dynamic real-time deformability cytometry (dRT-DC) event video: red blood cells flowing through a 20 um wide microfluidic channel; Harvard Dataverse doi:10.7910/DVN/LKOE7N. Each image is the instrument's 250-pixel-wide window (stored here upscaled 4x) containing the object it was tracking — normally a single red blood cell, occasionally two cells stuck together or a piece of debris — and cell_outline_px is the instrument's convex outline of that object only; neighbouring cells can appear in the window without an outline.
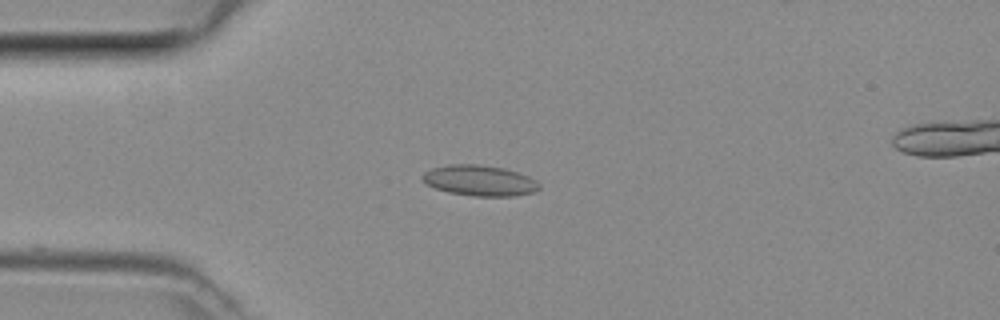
{"species": "common noctule bat (a hibernating species)", "species_latin": "Nyctalus noctula", "temperature_condition": "room temperature", "stored_images_in_passage": 27, "camera_frame_rate_fps": 3000, "um_per_image_px": 0.085, "animal": {"sex": "female", "body_mass_g": 29.2, "forearm_length_mm": 56.3}, "frame": {"image": 1, "passage_image": 2, "time_ms": 0.333, "image_size_px": [1000, 320], "cell_outline_px": [[540, 188], [536, 192], [512, 196], [476, 196], [448, 192], [424, 184], [420, 176], [424, 172], [432, 168], [448, 164], [480, 164], [504, 168], [528, 176], [536, 180], [540, 184]], "centroid_in_image_um": [40.75, 15.34], "position_along_channel_um": 44.3, "area_um2": 21.04}}
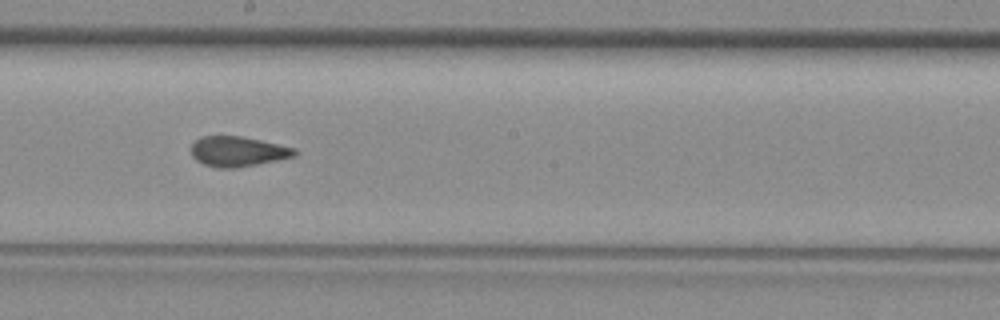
{"frame": {"image": 2, "passage_image": 16, "time_ms": 5.0, "image_size_px": [1000, 320], "cell_outline_px": [[296, 156], [236, 168], [216, 168], [204, 164], [196, 160], [192, 156], [192, 144], [200, 136], [240, 136], [260, 140], [296, 148]], "centroid_in_image_um": [20.2, 12.87], "position_along_channel_um": 228.0, "area_um2": 18.03}}
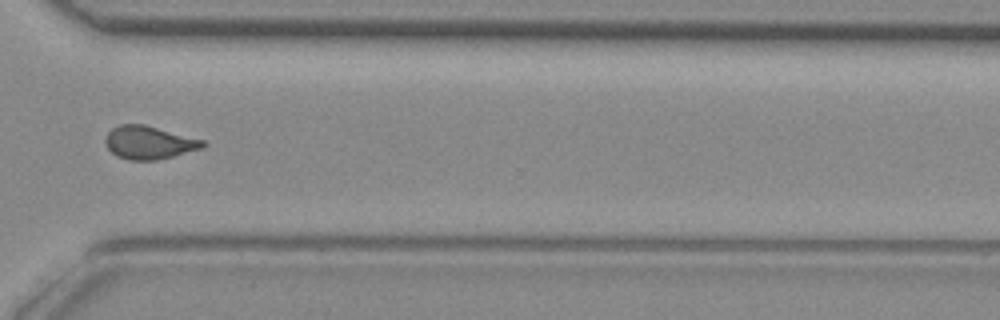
{"frame": {"image": 3, "passage_image": 25, "time_ms": 8.0, "image_size_px": [1000, 320], "cell_outline_px": [[208, 144], [204, 148], [156, 160], [128, 160], [116, 156], [104, 144], [104, 140], [108, 132], [112, 128], [120, 124], [144, 124], [204, 140]], "centroid_in_image_um": [12.66, 12.11], "position_along_channel_um": 357.9, "area_um2": 18.9}}